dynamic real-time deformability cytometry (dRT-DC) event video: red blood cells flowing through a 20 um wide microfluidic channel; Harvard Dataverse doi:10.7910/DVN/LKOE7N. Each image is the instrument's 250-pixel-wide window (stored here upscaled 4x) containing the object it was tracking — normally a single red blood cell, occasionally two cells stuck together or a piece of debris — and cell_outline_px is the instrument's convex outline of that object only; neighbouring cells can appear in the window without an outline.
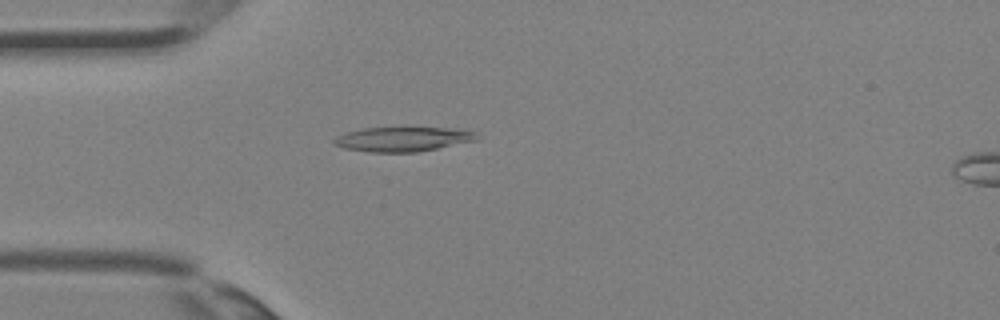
{"species": "Egyptian fruit bat (a non-hibernating species)", "species_latin": "Rousettus aegyptiacus", "temperature_condition": "room temperature", "stored_images_in_passage": 29, "camera_frame_rate_fps": 3000, "um_per_image_px": 0.085, "animal": {"sex": "female"}, "frame": {"image": 1, "passage_image": 3, "time_ms": 0.667, "image_size_px": [1000, 320], "cell_outline_px": [[476, 140], [416, 152], [368, 152], [344, 148], [332, 144], [332, 140], [336, 136], [348, 132], [364, 128], [464, 128], [476, 132]], "centroid_in_image_um": [34.22, 11.82], "position_along_channel_um": 50.8, "area_um2": 20.29}}
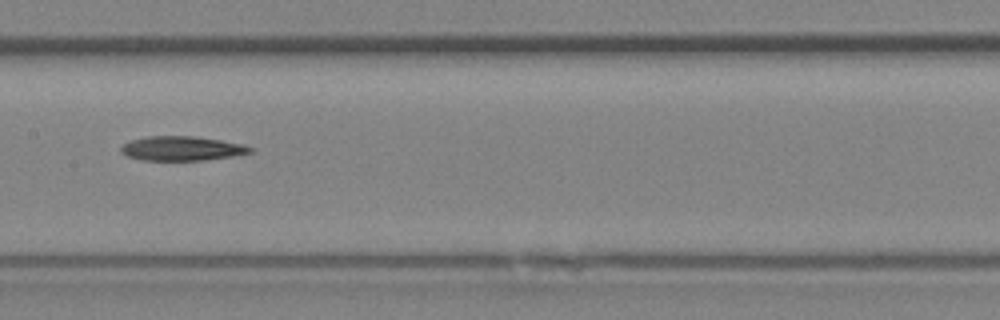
{"frame": {"image": 2, "passage_image": 11, "time_ms": 3.333, "image_size_px": [1000, 320], "cell_outline_px": [[252, 152], [232, 156], [204, 160], [140, 160], [128, 156], [120, 152], [120, 148], [124, 144], [132, 140], [148, 136], [196, 136], [244, 144], [252, 148]], "centroid_in_image_um": [15.45, 12.62], "position_along_channel_um": 192.0, "area_um2": 18.26}}
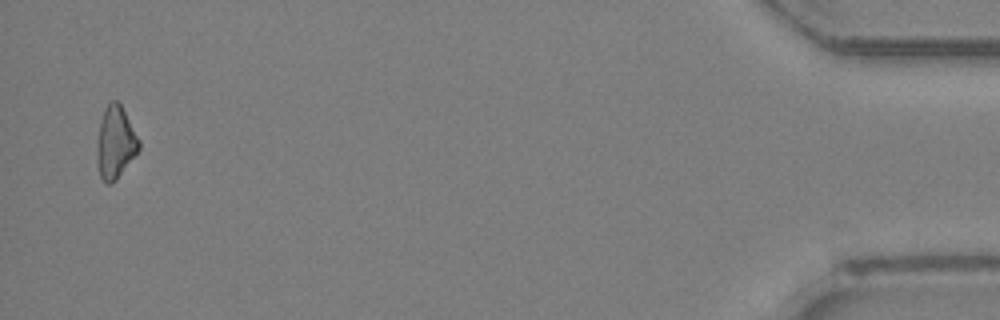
{"frame": {"image": 3, "passage_image": 28, "time_ms": 9.0, "image_size_px": [1000, 320], "cell_outline_px": [[140, 148], [116, 180], [112, 184], [108, 184], [100, 176], [100, 120], [104, 108], [108, 100], [116, 100], [120, 104], [140, 140]], "centroid_in_image_um": [9.87, 12.05], "position_along_channel_um": 425.3, "area_um2": 16.76}}